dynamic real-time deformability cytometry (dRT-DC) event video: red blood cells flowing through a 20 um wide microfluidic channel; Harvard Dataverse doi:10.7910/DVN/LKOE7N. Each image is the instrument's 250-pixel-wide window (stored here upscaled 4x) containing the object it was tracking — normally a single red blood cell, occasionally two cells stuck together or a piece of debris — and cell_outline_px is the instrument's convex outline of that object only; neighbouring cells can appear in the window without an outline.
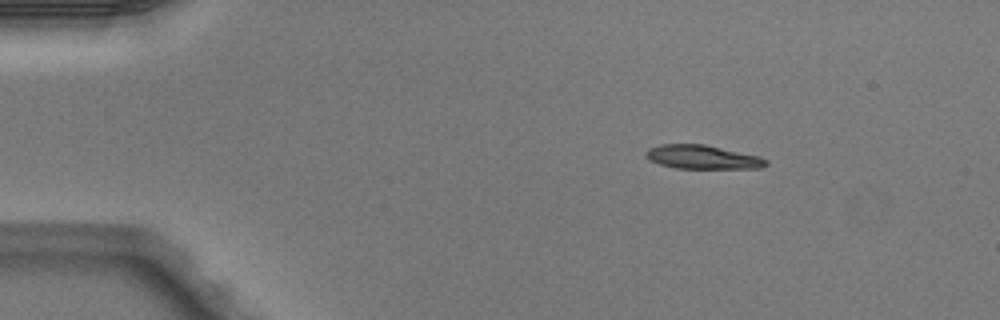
{"species": "Egyptian fruit bat (a non-hibernating species)", "species_latin": "Rousettus aegyptiacus", "temperature_condition": "warm", "stored_images_in_passage": 3, "camera_frame_rate_fps": 3000, "um_per_image_px": 0.085, "animal": {"sex": "male"}, "frame": {"image": 1, "passage_image": 1, "time_ms": 0.0, "image_size_px": [1000, 320], "cell_outline_px": [[768, 164], [760, 168], [676, 168], [660, 164], [648, 160], [644, 156], [644, 152], [648, 148], [660, 144], [704, 144], [760, 156], [768, 160]], "centroid_in_image_um": [59.68, 13.34], "position_along_channel_um": 25.3, "area_um2": 16.76}}